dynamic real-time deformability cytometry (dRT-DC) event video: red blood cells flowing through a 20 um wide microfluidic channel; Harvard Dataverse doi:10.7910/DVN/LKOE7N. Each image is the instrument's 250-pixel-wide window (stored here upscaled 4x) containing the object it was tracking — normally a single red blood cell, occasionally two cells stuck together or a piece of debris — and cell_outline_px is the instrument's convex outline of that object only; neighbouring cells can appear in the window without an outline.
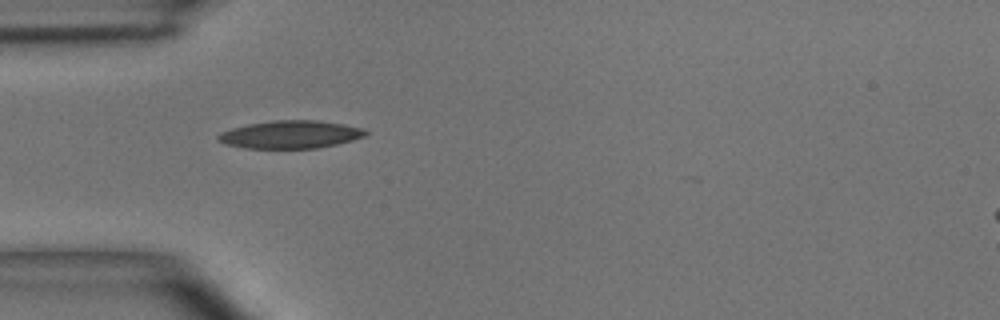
{"species": "common noctule bat (a hibernating species)", "species_latin": "Nyctalus noctula", "temperature_condition": "room temperature", "stored_images_in_passage": 5, "camera_frame_rate_fps": 3000, "um_per_image_px": 0.085, "animal": {"sex": "male", "body_mass_g": 15.6}, "frame": {"image": 1, "passage_image": 1, "time_ms": 0.0, "image_size_px": [1000, 320], "cell_outline_px": [[368, 132], [364, 136], [352, 140], [336, 144], [316, 148], [244, 148], [228, 144], [216, 140], [216, 136], [220, 132], [232, 128], [248, 124], [272, 120], [316, 120], [344, 124], [364, 128]], "centroid_in_image_um": [24.67, 11.42], "position_along_channel_um": 60.3, "area_um2": 23.87}}